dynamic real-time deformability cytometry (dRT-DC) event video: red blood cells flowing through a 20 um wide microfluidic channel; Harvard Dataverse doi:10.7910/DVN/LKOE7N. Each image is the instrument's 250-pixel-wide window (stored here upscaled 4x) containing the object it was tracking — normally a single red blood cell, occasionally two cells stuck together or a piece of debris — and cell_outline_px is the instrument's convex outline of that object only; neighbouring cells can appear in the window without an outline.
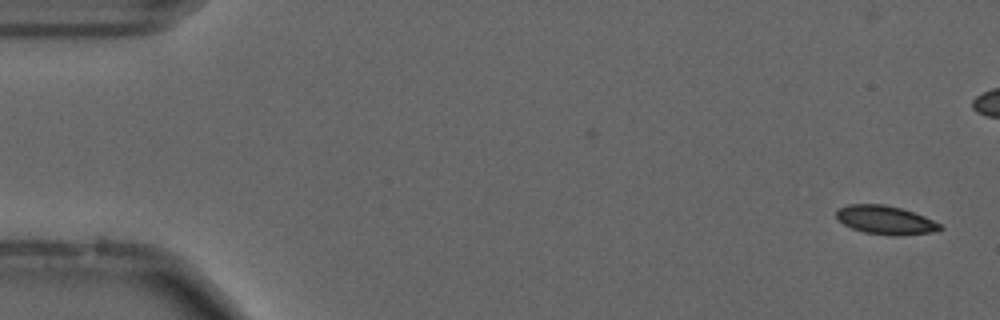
{"species": "common noctule bat (a hibernating species)", "species_latin": "Nyctalus noctula", "temperature_condition": "cold", "stored_images_in_passage": 55, "camera_frame_rate_fps": 3000, "um_per_image_px": 0.085, "animal": {"sex": "male", "forearm_length_mm": 52.5}, "frame": {"image": 1, "passage_image": 1, "time_ms": 0.0, "image_size_px": [1000, 320], "cell_outline_px": [[944, 228], [936, 232], [896, 236], [892, 236], [864, 232], [852, 228], [836, 220], [836, 212], [840, 208], [848, 204], [884, 204], [900, 208], [924, 216], [940, 224]], "centroid_in_image_um": [75.26, 18.71], "position_along_channel_um": 9.7, "area_um2": 17.34}, "authors_computed_cell_mechanics": {"area_um2": 17.6868, "velocity_mm_per_s": 3.6959, "shape_relaxation_time_tau1_ms": 6.0401, "shape_relaxation_time_tau2_ms": 3.7407, "deformation_change_tau1": 0.1335, "deformation_change_tau2": 0.092}}